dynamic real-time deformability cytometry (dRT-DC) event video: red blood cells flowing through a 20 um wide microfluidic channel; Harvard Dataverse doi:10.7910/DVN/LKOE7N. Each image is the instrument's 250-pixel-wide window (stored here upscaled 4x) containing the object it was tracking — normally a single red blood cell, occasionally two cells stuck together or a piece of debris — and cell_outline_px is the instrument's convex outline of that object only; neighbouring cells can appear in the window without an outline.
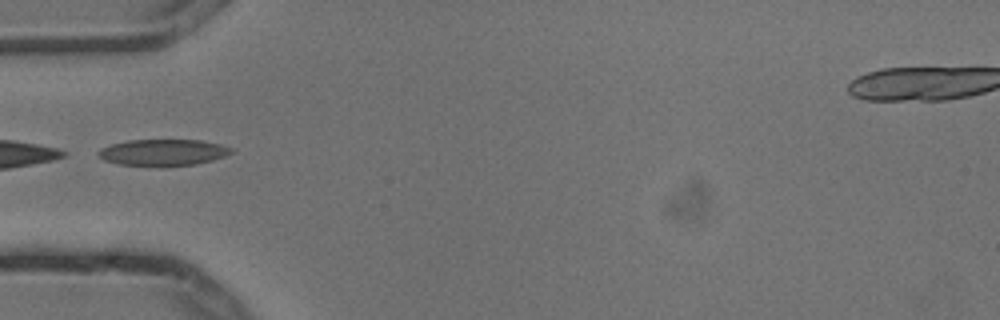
{"species": "common noctule bat (a hibernating species)", "species_latin": "Nyctalus noctula", "temperature_condition": "cold", "stored_images_in_passage": 8, "camera_frame_rate_fps": 3000, "um_per_image_px": 0.085, "animal": {"sex": "male", "body_mass_g": 13.3}, "frame": {"image": 1, "passage_image": 5, "time_ms": 1.333, "image_size_px": [1000, 320], "cell_outline_px": [[232, 152], [224, 156], [212, 160], [196, 164], [120, 164], [104, 160], [96, 152], [100, 148], [112, 144], [128, 140], [200, 140], [220, 144], [232, 148]], "centroid_in_image_um": [13.86, 12.92], "position_along_channel_um": 71.1, "area_um2": 19.71}}
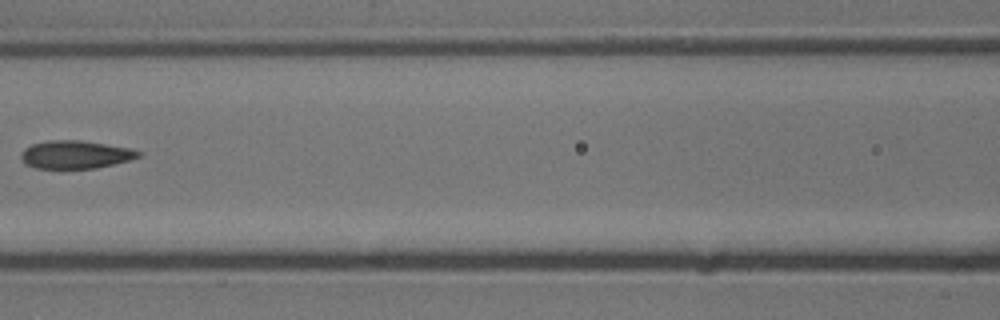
{"frame": {"image": 2, "passage_image": 7, "time_ms": 2.0, "image_size_px": [1000, 320], "cell_outline_px": [[144, 152], [140, 156], [128, 160], [96, 168], [64, 172], [36, 168], [24, 164], [20, 156], [24, 148], [32, 144], [48, 140], [80, 140], [132, 148]], "centroid_in_image_um": [6.37, 13.18], "position_along_channel_um": 160.2, "area_um2": 20.06}}
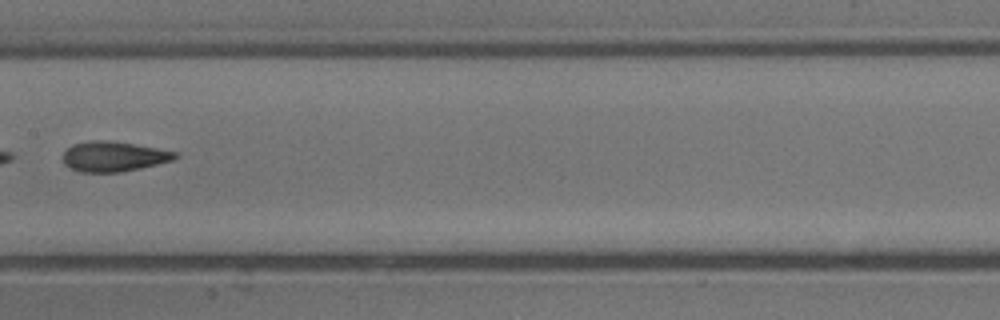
{"frame": {"image": 3, "passage_image": 8, "time_ms": 2.333, "image_size_px": [1000, 320], "cell_outline_px": [[180, 156], [172, 160], [140, 168], [120, 172], [80, 172], [68, 168], [64, 164], [60, 156], [72, 144], [92, 140], [108, 140], [180, 152]], "centroid_in_image_um": [9.62, 13.3], "position_along_channel_um": 197.8, "area_um2": 19.83}}